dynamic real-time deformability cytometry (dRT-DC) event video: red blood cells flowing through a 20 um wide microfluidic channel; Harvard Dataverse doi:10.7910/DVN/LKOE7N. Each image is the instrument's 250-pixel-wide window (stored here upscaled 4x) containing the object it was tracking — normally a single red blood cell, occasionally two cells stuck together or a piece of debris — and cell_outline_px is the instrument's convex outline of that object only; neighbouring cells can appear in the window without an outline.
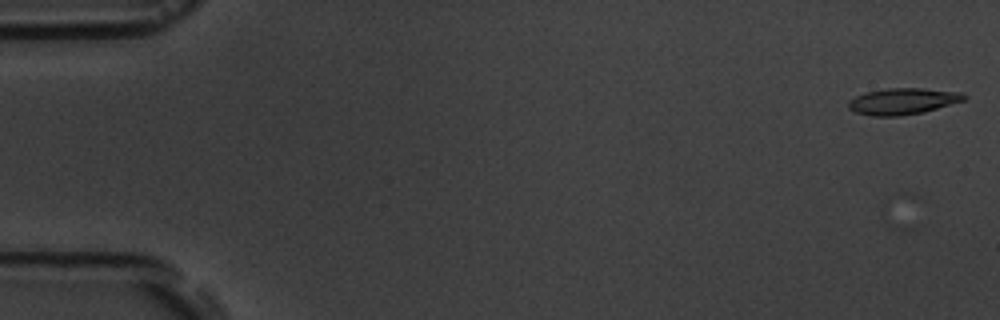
{"species": "common noctule bat (a hibernating species)", "species_latin": "Nyctalus noctula", "temperature_condition": "room temperature", "stored_images_in_passage": 6, "camera_frame_rate_fps": 3000, "um_per_image_px": 0.085, "animal": {"sex": "male", "body_mass_g": 19.5, "forearm_length_mm": 54.6}, "frame": {"image": 1, "passage_image": 1, "time_ms": 0.0, "image_size_px": [1000, 320], "cell_outline_px": [[968, 96], [964, 100], [924, 112], [900, 116], [872, 116], [856, 112], [848, 108], [848, 100], [856, 96], [868, 92], [888, 88], [920, 88], [960, 92]], "centroid_in_image_um": [76.73, 8.61], "position_along_channel_um": 8.3, "area_um2": 17.63}}
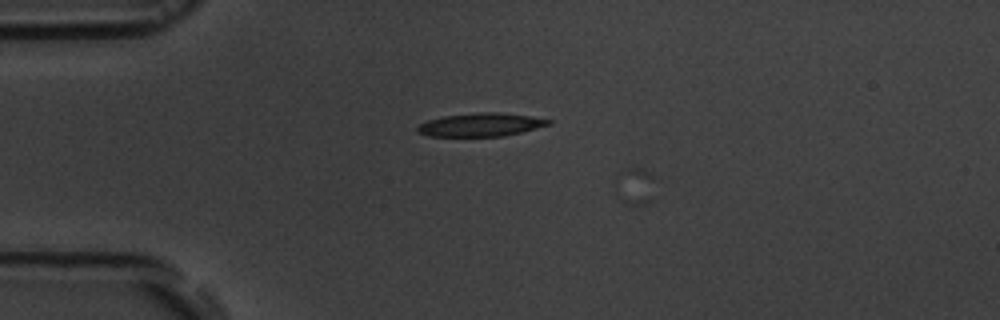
{"frame": {"image": 2, "passage_image": 5, "time_ms": 4.333, "image_size_px": [1000, 320], "cell_outline_px": [[552, 124], [504, 136], [428, 136], [416, 132], [416, 128], [420, 124], [428, 120], [444, 116], [476, 112], [496, 112], [532, 116], [552, 120]], "centroid_in_image_um": [40.86, 10.6], "position_along_channel_um": 44.1, "area_um2": 17.8}}